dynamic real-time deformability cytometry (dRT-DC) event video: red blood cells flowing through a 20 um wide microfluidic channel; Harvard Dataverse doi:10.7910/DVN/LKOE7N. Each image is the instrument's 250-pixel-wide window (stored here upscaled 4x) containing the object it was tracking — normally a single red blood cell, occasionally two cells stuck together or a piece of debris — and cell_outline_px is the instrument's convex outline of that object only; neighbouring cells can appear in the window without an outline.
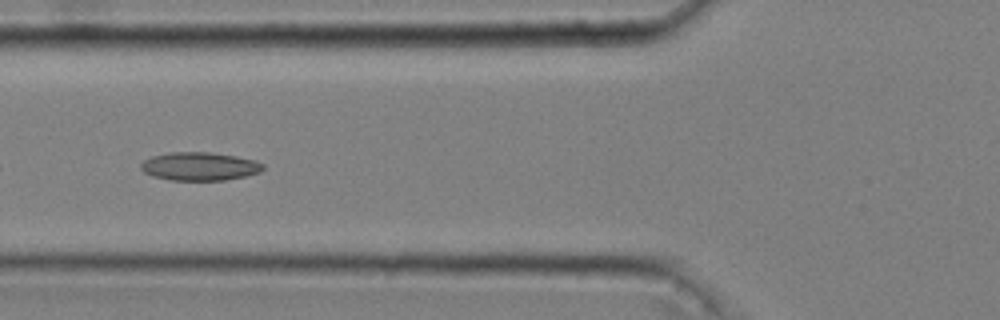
{"species": "common noctule bat (a hibernating species)", "species_latin": "Nyctalus noctula", "temperature_condition": "cold", "stored_images_in_passage": 53, "camera_frame_rate_fps": 3000, "um_per_image_px": 0.085, "animal": {"sex": "male", "body_mass_g": 20.4}, "frame": {"image": 1, "passage_image": 21, "time_ms": 6.667, "image_size_px": [1000, 320], "cell_outline_px": [[264, 168], [260, 172], [244, 176], [224, 180], [172, 180], [152, 176], [144, 172], [140, 168], [140, 164], [144, 160], [152, 156], [168, 152], [212, 152], [236, 156], [256, 160], [264, 164]], "centroid_in_image_um": [16.96, 14.13], "position_along_channel_um": 108.8, "area_um2": 20.23}}
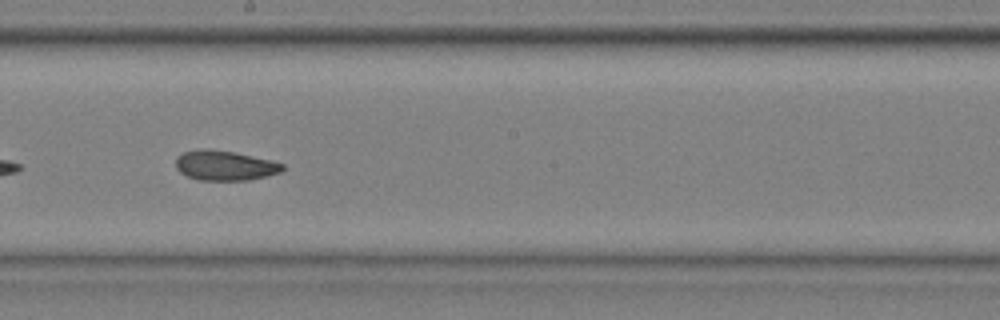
{"frame": {"image": 2, "passage_image": 31, "time_ms": 10.0, "image_size_px": [1000, 320], "cell_outline_px": [[284, 168], [280, 172], [268, 176], [248, 180], [200, 180], [188, 176], [180, 172], [176, 168], [176, 156], [184, 152], [200, 148], [208, 148], [232, 152], [272, 160], [284, 164]], "centroid_in_image_um": [19.1, 14.06], "position_along_channel_um": 229.1, "area_um2": 18.61}}
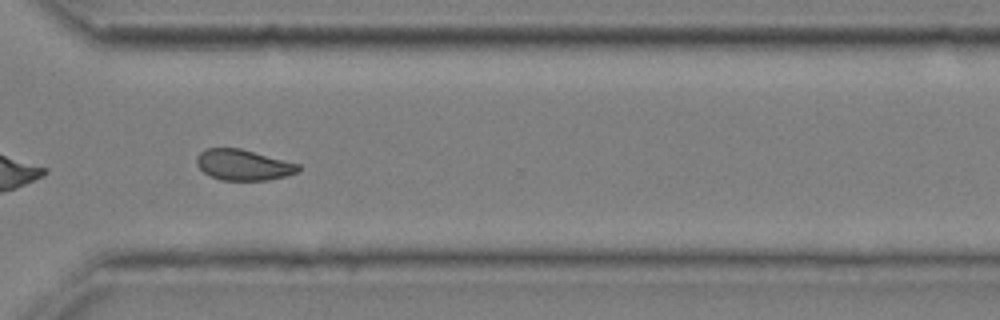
{"frame": {"image": 3, "passage_image": 41, "time_ms": 13.333, "image_size_px": [1000, 320], "cell_outline_px": [[300, 168], [296, 172], [284, 176], [268, 180], [220, 180], [208, 176], [196, 164], [196, 156], [204, 148], [240, 148], [300, 164]], "centroid_in_image_um": [20.63, 14.01], "position_along_channel_um": 350.0, "area_um2": 18.26}, "authors_computed_cell_mechanics": {"area_um2": 19.1318, "velocity_mm_per_s": 3.6089, "shape_relaxation_time_tau1_ms": null, "shape_relaxation_time_tau2_ms": 3.1195, "deformation_change_tau1": null, "deformation_change_tau2": 0.0812}}